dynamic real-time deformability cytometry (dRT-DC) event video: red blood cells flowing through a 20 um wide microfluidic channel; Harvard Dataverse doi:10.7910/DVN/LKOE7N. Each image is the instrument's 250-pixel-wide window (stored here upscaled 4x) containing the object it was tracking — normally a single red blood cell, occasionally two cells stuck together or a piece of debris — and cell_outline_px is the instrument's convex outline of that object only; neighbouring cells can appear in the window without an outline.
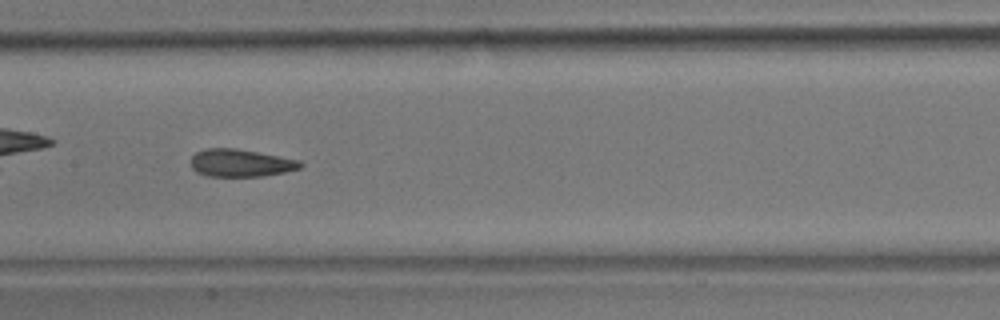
{"species": "common noctule bat (a hibernating species)", "species_latin": "Nyctalus noctula", "temperature_condition": "room temperature", "stored_images_in_passage": 40, "camera_frame_rate_fps": 3000, "um_per_image_px": 0.085, "animal": {"sex": "male", "body_mass_g": 17.9}, "frame": {"image": 1, "passage_image": 12, "time_ms": 3.667, "image_size_px": [1000, 320], "cell_outline_px": [[304, 164], [300, 168], [284, 172], [264, 176], [208, 176], [196, 172], [192, 168], [192, 156], [196, 152], [208, 148], [236, 148], [300, 160]], "centroid_in_image_um": [20.46, 13.85], "position_along_channel_um": 186.9, "area_um2": 17.51}, "authors_computed_cell_mechanics": {"area_um2": 18.0336, "velocity_mm_per_s": 3.7244, "shape_relaxation_time_tau1_ms": 6.4824, "shape_relaxation_time_tau2_ms": 2.7861, "deformation_change_tau1": 0.1647, "deformation_change_tau2": 0.1046}}